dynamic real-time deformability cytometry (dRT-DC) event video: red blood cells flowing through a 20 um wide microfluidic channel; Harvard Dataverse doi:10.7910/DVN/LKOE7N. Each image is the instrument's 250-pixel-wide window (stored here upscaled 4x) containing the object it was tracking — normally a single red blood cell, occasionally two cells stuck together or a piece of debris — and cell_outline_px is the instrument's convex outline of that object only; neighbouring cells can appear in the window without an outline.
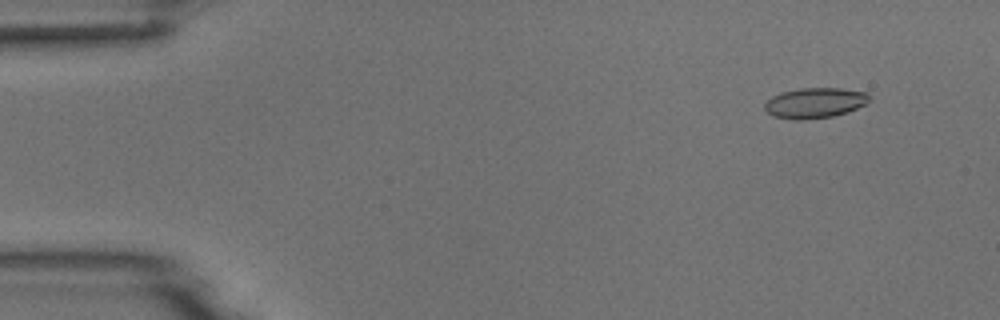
{"species": "common noctule bat (a hibernating species)", "species_latin": "Nyctalus noctula", "temperature_condition": "room temperature", "stored_images_in_passage": 6, "camera_frame_rate_fps": 3000, "um_per_image_px": 0.085, "animal": {"sex": "male", "body_mass_g": 18.8}, "frame": {"image": 1, "passage_image": 2, "time_ms": 1.333, "image_size_px": [1000, 320], "cell_outline_px": [[868, 100], [864, 104], [848, 112], [832, 116], [800, 120], [796, 120], [772, 116], [764, 108], [764, 104], [772, 96], [780, 92], [800, 88], [840, 88], [868, 92]], "centroid_in_image_um": [69.23, 8.74], "position_along_channel_um": 15.8, "area_um2": 18.44}}